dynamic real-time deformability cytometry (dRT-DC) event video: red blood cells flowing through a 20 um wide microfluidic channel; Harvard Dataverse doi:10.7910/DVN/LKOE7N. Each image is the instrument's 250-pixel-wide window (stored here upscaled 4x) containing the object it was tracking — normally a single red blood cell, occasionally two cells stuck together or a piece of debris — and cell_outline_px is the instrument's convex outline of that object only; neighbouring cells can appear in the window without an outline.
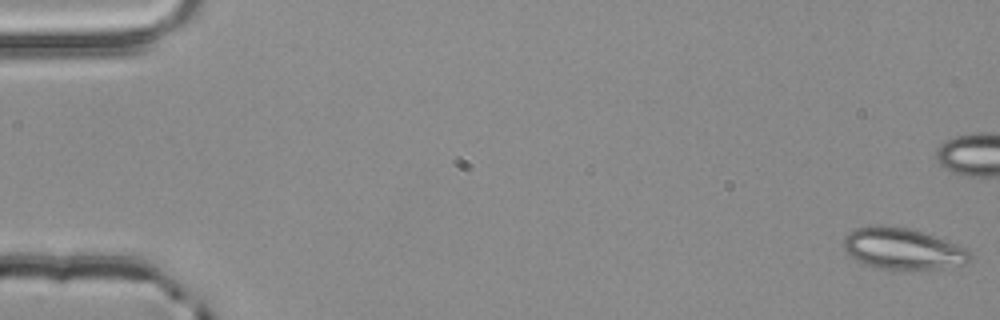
{"species": "common noctule bat (a hibernating species)", "species_latin": "Nyctalus noctula", "temperature_condition": "room temperature", "stored_images_in_passage": 15, "camera_frame_rate_fps": 3000, "um_per_image_px": 0.085, "animal": {"sex": "male", "body_mass_g": 20.4}, "frame": {"image": 1, "passage_image": 1, "time_ms": 0.0, "image_size_px": [1000, 320], "cell_outline_px": [[972, 260], [968, 264], [940, 268], [908, 272], [888, 272], [860, 264], [844, 248], [844, 236], [848, 232], [856, 228], [872, 224], [884, 224], [908, 228], [968, 248], [972, 256]], "centroid_in_image_um": [76.72, 21.19], "position_along_channel_um": 8.3, "area_um2": 31.67}}